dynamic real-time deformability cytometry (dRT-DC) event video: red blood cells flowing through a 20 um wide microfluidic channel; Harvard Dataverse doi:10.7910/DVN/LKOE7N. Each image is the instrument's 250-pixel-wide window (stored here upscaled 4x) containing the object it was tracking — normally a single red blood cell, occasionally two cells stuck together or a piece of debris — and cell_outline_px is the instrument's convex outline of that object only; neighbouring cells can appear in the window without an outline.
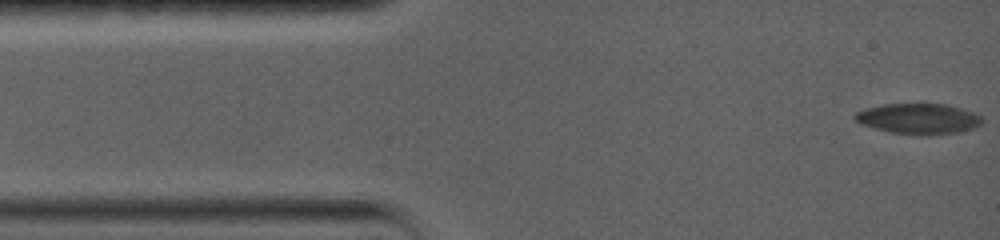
{"species": "common noctule bat (a hibernating species)", "species_latin": "Nyctalus noctula", "temperature_condition": "warm", "stored_images_in_passage": 60, "camera_frame_rate_fps": 5000, "um_per_image_px": 0.085, "animal": {"sex": "female", "body_mass_g": 19.0, "forearm_length_mm": 56.7}, "frame": {"image": 1, "passage_image": 1, "time_ms": 0.0, "image_size_px": [1000, 240], "cell_outline_px": [[984, 120], [980, 124], [972, 128], [956, 132], [928, 136], [920, 136], [888, 132], [860, 124], [852, 116], [856, 112], [868, 108], [884, 104], [948, 104], [972, 112], [980, 116]], "centroid_in_image_um": [78.05, 10.11], "position_along_channel_um": 7.0, "area_um2": 22.72}}
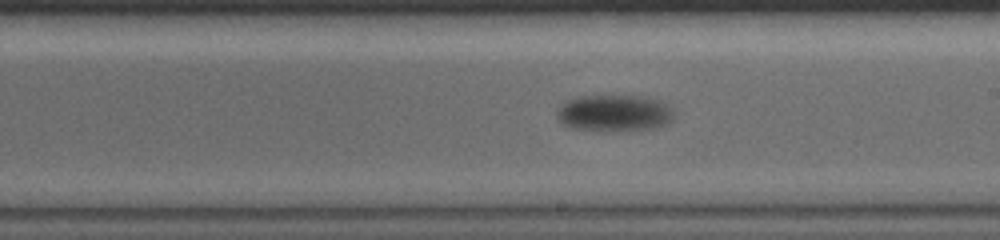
{"frame": {"image": 2, "passage_image": 35, "time_ms": 9.6, "image_size_px": [1000, 240], "cell_outline_px": [[672, 120], [656, 128], [568, 128], [556, 116], [556, 112], [560, 104], [564, 100], [580, 96], [640, 96], [660, 100], [672, 108]], "centroid_in_image_um": [52.17, 9.55], "position_along_channel_um": 236.8, "area_um2": 24.1}}
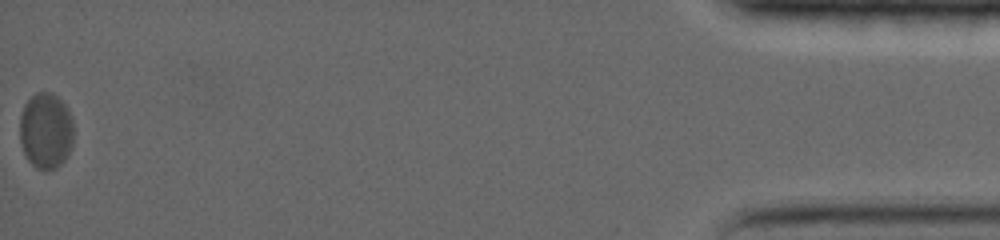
{"frame": {"image": 3, "passage_image": 60, "time_ms": 20.0, "image_size_px": [1000, 240], "cell_outline_px": [[72, 144], [68, 156], [56, 168], [36, 168], [28, 160], [24, 152], [20, 140], [20, 116], [24, 104], [36, 92], [52, 92], [68, 108], [72, 116]], "centroid_in_image_um": [3.9, 11.09], "position_along_channel_um": 431.3, "area_um2": 23.76}}